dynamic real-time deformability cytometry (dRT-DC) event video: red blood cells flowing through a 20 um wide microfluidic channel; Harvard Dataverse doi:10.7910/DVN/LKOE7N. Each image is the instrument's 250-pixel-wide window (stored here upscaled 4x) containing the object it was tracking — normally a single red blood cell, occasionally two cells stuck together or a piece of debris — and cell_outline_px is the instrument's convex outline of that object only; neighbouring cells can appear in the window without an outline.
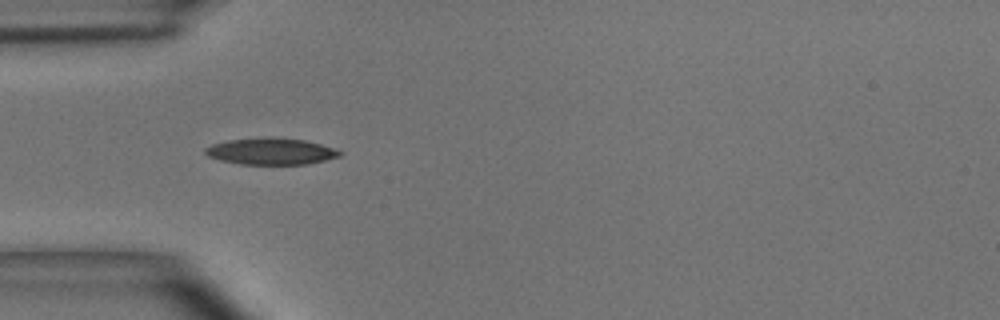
{"species": "common noctule bat (a hibernating species)", "species_latin": "Nyctalus noctula", "temperature_condition": "room temperature", "stored_images_in_passage": 35, "camera_frame_rate_fps": 3000, "um_per_image_px": 0.085, "animal": {"sex": "male", "body_mass_g": 15.6}, "frame": {"image": 1, "passage_image": 1, "time_ms": 0.0, "image_size_px": [1000, 320], "cell_outline_px": [[344, 152], [340, 156], [308, 164], [240, 164], [220, 160], [208, 156], [204, 152], [204, 148], [212, 144], [228, 140], [268, 136], [272, 136], [304, 140], [320, 144]], "centroid_in_image_um": [23.01, 12.85], "position_along_channel_um": 62.0, "area_um2": 20.92}}
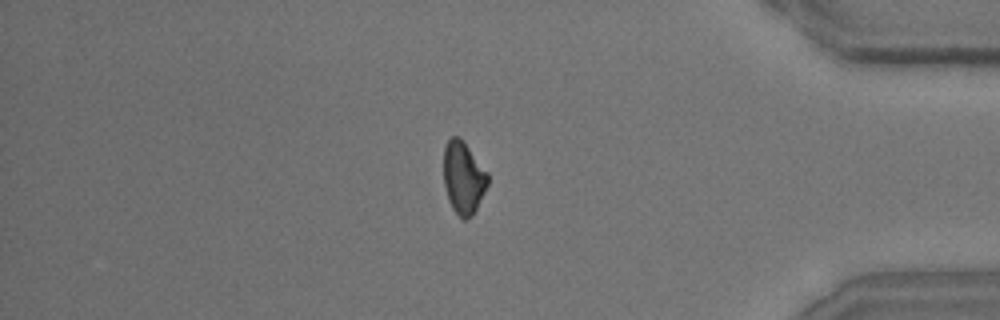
{"frame": {"image": 2, "passage_image": 28, "time_ms": 9.0, "image_size_px": [1000, 320], "cell_outline_px": [[488, 184], [472, 216], [468, 220], [464, 220], [452, 208], [448, 200], [444, 184], [444, 148], [448, 140], [452, 136], [456, 136], [468, 148], [488, 172]], "centroid_in_image_um": [39.38, 15.14], "position_along_channel_um": 395.8, "area_um2": 18.26}}
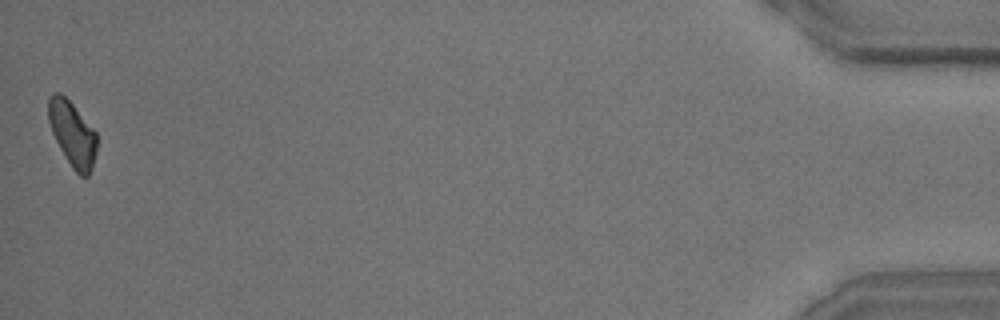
{"frame": {"image": 3, "passage_image": 35, "time_ms": 11.333, "image_size_px": [1000, 320], "cell_outline_px": [[96, 152], [92, 168], [88, 176], [80, 176], [72, 168], [60, 148], [52, 132], [48, 120], [48, 100], [52, 92], [60, 92], [72, 104], [96, 132]], "centroid_in_image_um": [6.14, 11.37], "position_along_channel_um": 429.1, "area_um2": 18.09}, "authors_computed_cell_mechanics": {"area_um2": 19.3052, "velocity_mm_per_s": 4.0632, "shape_relaxation_time_tau1_ms": 3.743, "shape_relaxation_time_tau2_ms": null, "deformation_change_tau1": 0.1349, "deformation_change_tau2": null}}